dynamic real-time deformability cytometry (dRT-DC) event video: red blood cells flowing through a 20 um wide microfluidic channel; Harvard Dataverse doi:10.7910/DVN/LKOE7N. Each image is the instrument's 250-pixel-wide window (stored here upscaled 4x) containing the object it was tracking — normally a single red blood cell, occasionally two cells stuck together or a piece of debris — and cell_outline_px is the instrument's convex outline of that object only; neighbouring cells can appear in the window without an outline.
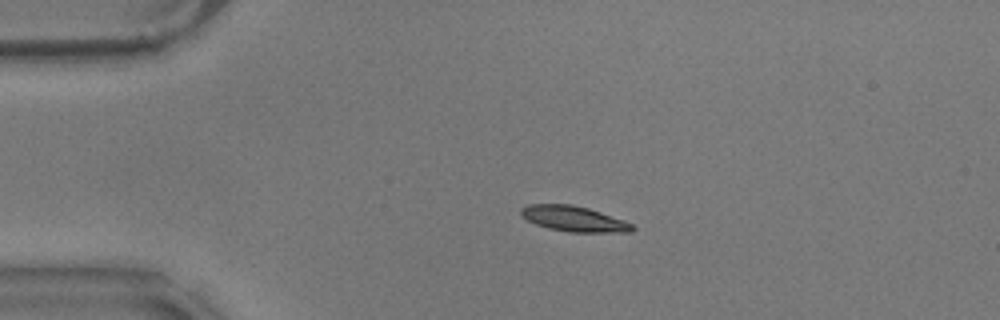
{"species": "common noctule bat (a hibernating species)", "species_latin": "Nyctalus noctula", "temperature_condition": "warm", "stored_images_in_passage": 46, "camera_frame_rate_fps": 3000, "um_per_image_px": 0.085, "animal": {"sex": "male", "body_mass_g": 17.9}, "frame": {"image": 1, "passage_image": 1, "time_ms": 0.0, "image_size_px": [1000, 320], "cell_outline_px": [[636, 228], [632, 232], [568, 232], [548, 228], [536, 224], [520, 216], [520, 208], [528, 204], [572, 204], [588, 208], [624, 220], [632, 224]], "centroid_in_image_um": [48.76, 18.59], "position_along_channel_um": 36.2, "area_um2": 16.59}}
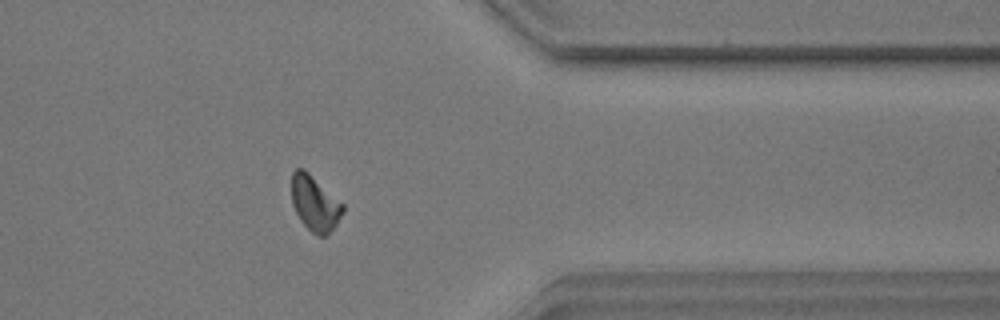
{"frame": {"image": 2, "passage_image": 35, "time_ms": 11.333, "image_size_px": [1000, 320], "cell_outline_px": [[344, 212], [336, 224], [324, 236], [316, 236], [300, 220], [292, 204], [292, 172], [296, 168], [304, 168], [344, 204]], "centroid_in_image_um": [26.76, 17.27], "position_along_channel_um": 384.6, "area_um2": 16.42}}
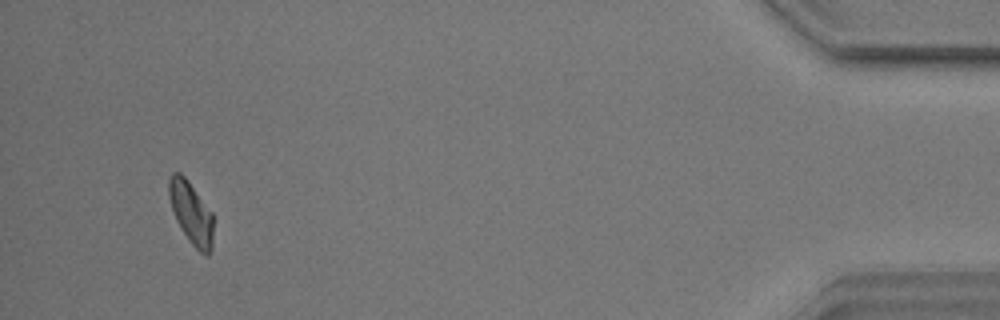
{"frame": {"image": 3, "passage_image": 43, "time_ms": 14.0, "image_size_px": [1000, 320], "cell_outline_px": [[212, 248], [208, 256], [204, 256], [188, 240], [180, 228], [176, 220], [168, 196], [168, 180], [172, 172], [180, 172], [188, 180], [212, 212]], "centroid_in_image_um": [16.23, 18.09], "position_along_channel_um": 419.0, "area_um2": 16.18}, "authors_computed_cell_mechanics": {"area_um2": 16.4152, "velocity_mm_per_s": 3.509, "shape_relaxation_time_tau1_ms": 1.8688, "shape_relaxation_time_tau2_ms": 2.9454, "deformation_change_tau1": 0.1372, "deformation_change_tau2": 0.0985}}